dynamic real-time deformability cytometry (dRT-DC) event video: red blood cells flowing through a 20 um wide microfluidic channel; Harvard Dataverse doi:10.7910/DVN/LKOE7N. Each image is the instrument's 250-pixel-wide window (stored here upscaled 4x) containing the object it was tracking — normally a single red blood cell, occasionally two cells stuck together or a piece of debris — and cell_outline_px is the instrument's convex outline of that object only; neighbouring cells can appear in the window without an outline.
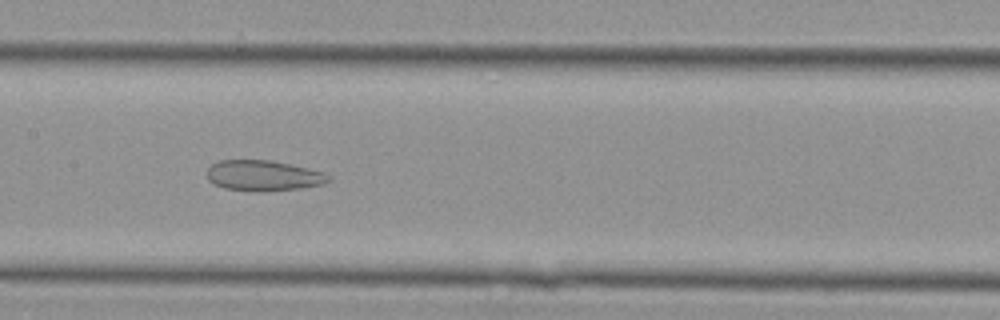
{"species": "Egyptian fruit bat (a non-hibernating species)", "species_latin": "Rousettus aegyptiacus", "temperature_condition": "cold", "stored_images_in_passage": 38, "camera_frame_rate_fps": 3000, "um_per_image_px": 0.085, "animal": {"sex": "female"}, "frame": {"image": 1, "passage_image": 21, "time_ms": 6.667, "image_size_px": [1000, 320], "cell_outline_px": [[332, 180], [324, 184], [300, 188], [224, 188], [212, 184], [208, 180], [208, 168], [212, 164], [220, 160], [272, 160], [308, 168], [324, 172], [332, 176]], "centroid_in_image_um": [22.43, 14.87], "position_along_channel_um": 185.0, "area_um2": 20.75}}
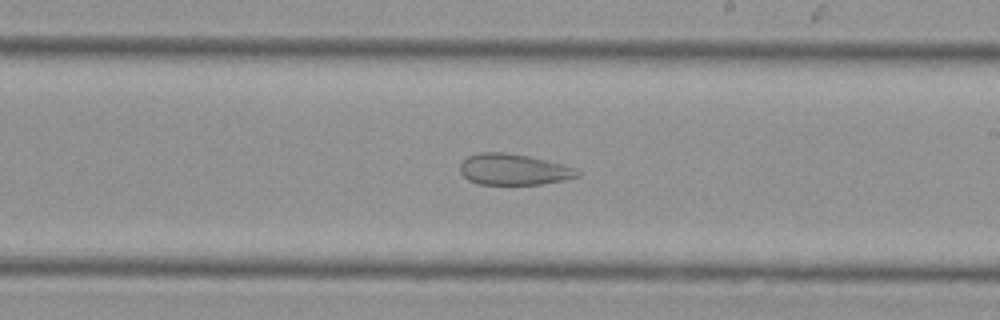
{"frame": {"image": 2, "passage_image": 25, "time_ms": 8.0, "image_size_px": [1000, 320], "cell_outline_px": [[580, 176], [564, 180], [540, 184], [476, 184], [468, 180], [460, 172], [460, 164], [468, 156], [480, 152], [504, 152], [528, 156], [564, 164], [580, 172]], "centroid_in_image_um": [43.64, 14.4], "position_along_channel_um": 245.4, "area_um2": 21.21}}
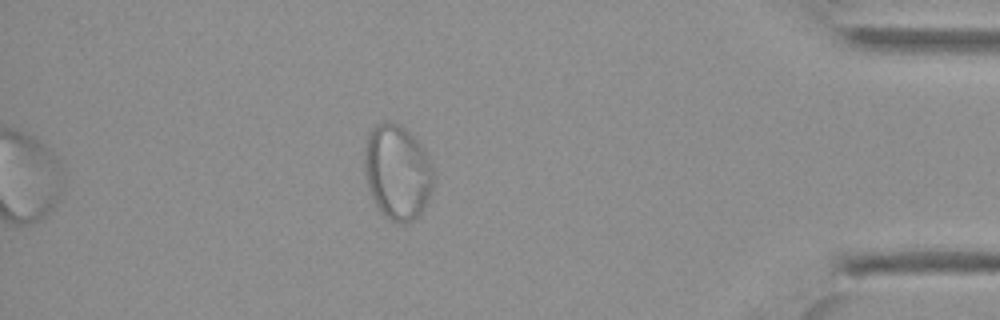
{"frame": {"image": 3, "passage_image": 38, "time_ms": 12.333, "image_size_px": [1000, 320], "cell_outline_px": [[432, 192], [420, 212], [408, 224], [396, 224], [388, 220], [384, 216], [376, 204], [372, 196], [368, 184], [364, 168], [364, 152], [368, 132], [376, 124], [384, 120], [388, 120], [400, 124], [424, 148], [428, 156], [432, 168]], "centroid_in_image_um": [33.75, 14.62], "position_along_channel_um": 401.4, "area_um2": 38.21}}